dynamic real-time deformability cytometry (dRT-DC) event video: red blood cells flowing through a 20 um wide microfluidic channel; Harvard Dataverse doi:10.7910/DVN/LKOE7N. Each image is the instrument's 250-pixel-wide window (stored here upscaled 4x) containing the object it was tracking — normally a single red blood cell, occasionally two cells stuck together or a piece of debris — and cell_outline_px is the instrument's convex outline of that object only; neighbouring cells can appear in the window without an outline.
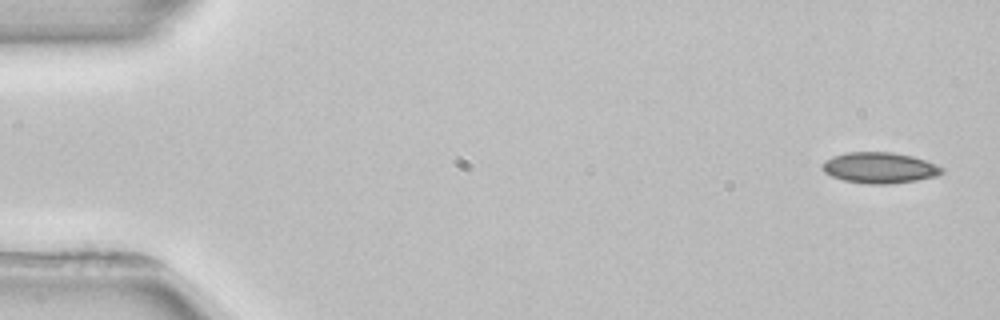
{"species": "common noctule bat (a hibernating species)", "species_latin": "Nyctalus noctula", "temperature_condition": "room temperature", "stored_images_in_passage": 3, "camera_frame_rate_fps": 3000, "um_per_image_px": 0.085, "animal": {"sex": "female", "body_mass_g": 22.7, "forearm_length_mm": 54.2}, "frame": {"image": 1, "passage_image": 1, "time_ms": 0.0, "image_size_px": [1000, 320], "cell_outline_px": [[944, 172], [936, 176], [916, 180], [888, 184], [868, 184], [844, 180], [832, 176], [824, 172], [820, 168], [824, 160], [832, 156], [848, 152], [892, 152], [912, 156], [924, 160], [944, 168]], "centroid_in_image_um": [74.73, 14.26], "position_along_channel_um": 10.3, "area_um2": 21.5}}
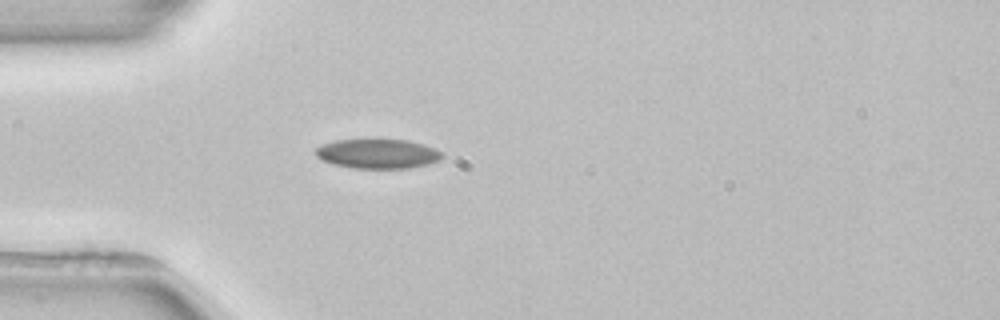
{"frame": {"image": 2, "passage_image": 3, "time_ms": 4.333, "image_size_px": [1000, 320], "cell_outline_px": [[444, 156], [440, 160], [428, 164], [408, 168], [356, 168], [332, 164], [316, 156], [316, 148], [324, 144], [336, 140], [408, 140], [424, 144], [444, 152]], "centroid_in_image_um": [32.16, 13.07], "position_along_channel_um": 52.8, "area_um2": 21.62}}